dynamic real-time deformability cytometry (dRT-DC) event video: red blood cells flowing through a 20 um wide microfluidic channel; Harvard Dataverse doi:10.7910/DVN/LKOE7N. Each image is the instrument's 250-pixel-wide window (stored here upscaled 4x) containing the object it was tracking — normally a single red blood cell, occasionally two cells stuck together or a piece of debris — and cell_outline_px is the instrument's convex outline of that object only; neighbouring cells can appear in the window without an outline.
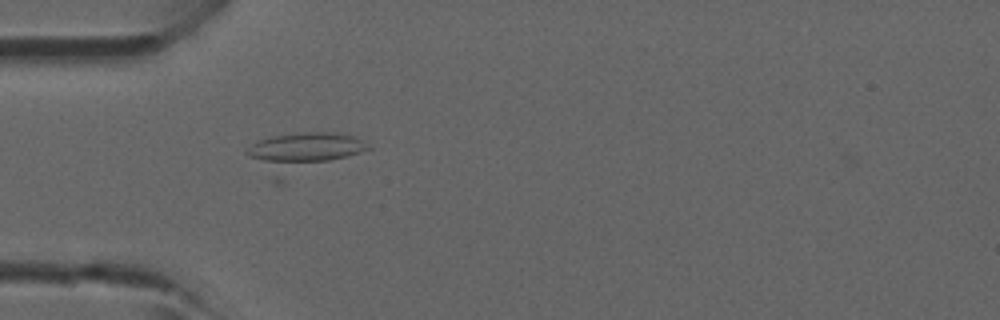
{"species": "common noctule bat (a hibernating species)", "species_latin": "Nyctalus noctula", "temperature_condition": "room temperature", "stored_images_in_passage": 38, "segment_of_instrument_passage": [1, 2], "camera_frame_rate_fps": 3000, "um_per_image_px": 0.085, "animal": {"sex": "male", "forearm_length_mm": 52.5}, "frame": {"image": 1, "passage_image": 18, "time_ms": 5.667, "image_size_px": [1000, 320], "cell_outline_px": [[372, 148], [280, 184], [276, 184], [244, 152], [252, 144], [260, 140], [272, 136], [308, 132], [328, 132], [352, 136], [360, 140]], "centroid_in_image_um": [25.66, 13.03], "position_along_channel_um": 59.3, "area_um2": 28.15}}